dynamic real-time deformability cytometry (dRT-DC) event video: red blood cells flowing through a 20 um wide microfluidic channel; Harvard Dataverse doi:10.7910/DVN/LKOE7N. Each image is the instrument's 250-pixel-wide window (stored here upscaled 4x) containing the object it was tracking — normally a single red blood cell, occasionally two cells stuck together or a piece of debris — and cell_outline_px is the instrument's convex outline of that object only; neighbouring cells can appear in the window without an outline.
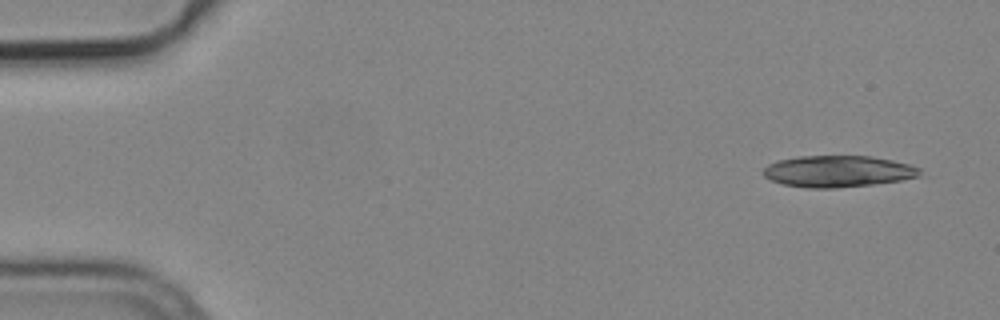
{"species": "common noctule bat (a hibernating species)", "species_latin": "Nyctalus noctula", "temperature_condition": "cold", "stored_images_in_passage": 4, "camera_frame_rate_fps": 3000, "um_per_image_px": 0.085, "animal": {"sex": "male", "body_mass_g": 19.2, "forearm_length_mm": 51.8}, "frame": {"image": 1, "passage_image": 1, "time_ms": 0.0, "image_size_px": [1000, 320], "cell_outline_px": [[920, 176], [900, 180], [872, 184], [836, 188], [808, 188], [784, 184], [772, 180], [764, 176], [764, 168], [768, 164], [776, 160], [800, 156], [872, 156], [892, 160], [908, 164], [920, 168]], "centroid_in_image_um": [71.21, 14.56], "position_along_channel_um": 13.8, "area_um2": 28.61}}